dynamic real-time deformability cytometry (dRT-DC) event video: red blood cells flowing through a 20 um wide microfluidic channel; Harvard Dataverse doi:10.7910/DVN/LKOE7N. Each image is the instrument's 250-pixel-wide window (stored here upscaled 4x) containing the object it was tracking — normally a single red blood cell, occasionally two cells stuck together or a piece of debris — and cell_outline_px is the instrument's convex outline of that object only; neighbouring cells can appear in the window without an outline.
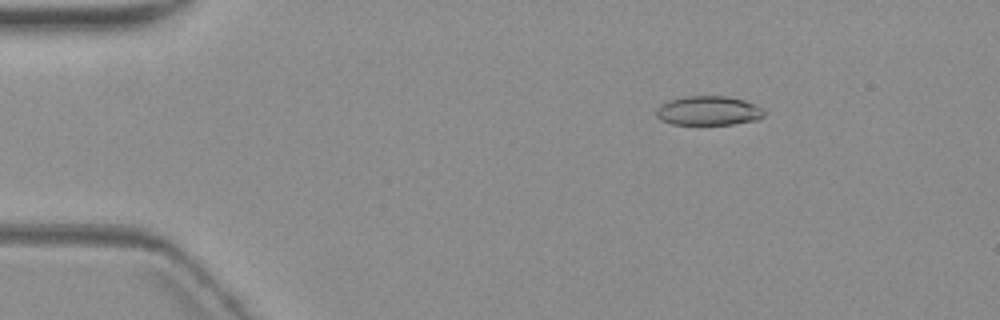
{"species": "common noctule bat (a hibernating species)", "species_latin": "Nyctalus noctula", "temperature_condition": "warm", "stored_images_in_passage": 6, "camera_frame_rate_fps": 3000, "um_per_image_px": 0.085, "animal": {"sex": "female", "body_mass_g": 19.3, "forearm_length_mm": 54.1}, "frame": {"image": 1, "passage_image": 3, "time_ms": 2.333, "image_size_px": [1000, 320], "cell_outline_px": [[764, 116], [756, 120], [732, 124], [672, 124], [660, 120], [656, 116], [656, 108], [660, 104], [668, 100], [688, 96], [728, 96], [744, 100], [756, 104], [764, 108]], "centroid_in_image_um": [60.22, 9.4], "position_along_channel_um": 24.8, "area_um2": 18.55}}
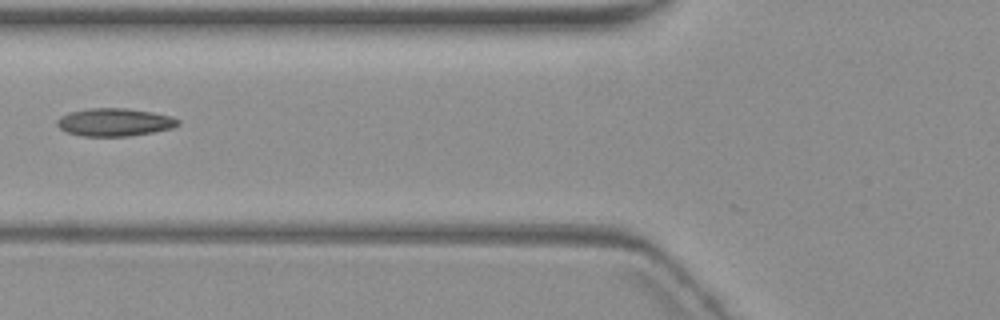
{"frame": {"image": 2, "passage_image": 6, "time_ms": 7.0, "image_size_px": [1000, 320], "cell_outline_px": [[180, 124], [172, 128], [152, 132], [128, 136], [84, 136], [64, 132], [56, 124], [56, 120], [60, 116], [68, 112], [88, 108], [128, 108], [152, 112], [172, 116], [180, 120]], "centroid_in_image_um": [9.71, 10.38], "position_along_channel_um": 116.1, "area_um2": 19.83}}